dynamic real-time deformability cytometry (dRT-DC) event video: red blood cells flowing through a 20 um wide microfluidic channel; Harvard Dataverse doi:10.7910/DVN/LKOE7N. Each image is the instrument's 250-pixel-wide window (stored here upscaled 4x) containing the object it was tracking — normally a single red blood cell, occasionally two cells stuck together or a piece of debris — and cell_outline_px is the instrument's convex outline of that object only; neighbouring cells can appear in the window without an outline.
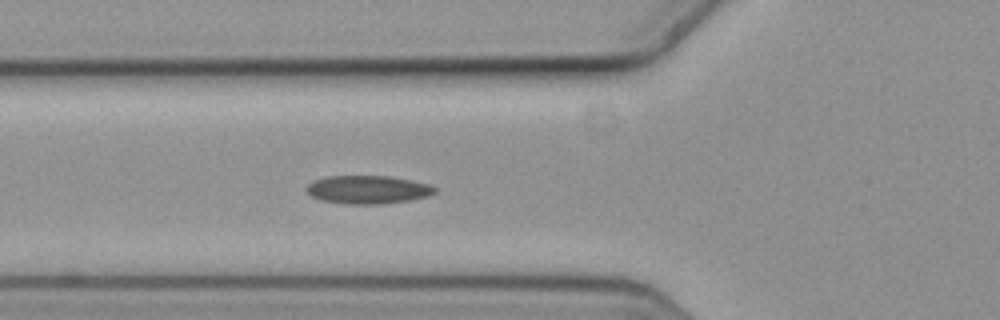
{"species": "common noctule bat (a hibernating species)", "species_latin": "Nyctalus noctula", "temperature_condition": "cold", "stored_images_in_passage": 5, "camera_frame_rate_fps": 3000, "um_per_image_px": 0.085, "animal": {"sex": "female", "body_mass_g": 19.3, "forearm_length_mm": 54.1}, "frame": {"image": 1, "passage_image": 5, "time_ms": 1.333, "image_size_px": [1000, 320], "cell_outline_px": [[436, 192], [428, 196], [408, 200], [384, 204], [344, 204], [320, 200], [312, 196], [304, 188], [312, 180], [328, 176], [388, 176], [428, 184], [436, 188]], "centroid_in_image_um": [31.21, 16.12], "position_along_channel_um": 94.6, "area_um2": 21.1}}